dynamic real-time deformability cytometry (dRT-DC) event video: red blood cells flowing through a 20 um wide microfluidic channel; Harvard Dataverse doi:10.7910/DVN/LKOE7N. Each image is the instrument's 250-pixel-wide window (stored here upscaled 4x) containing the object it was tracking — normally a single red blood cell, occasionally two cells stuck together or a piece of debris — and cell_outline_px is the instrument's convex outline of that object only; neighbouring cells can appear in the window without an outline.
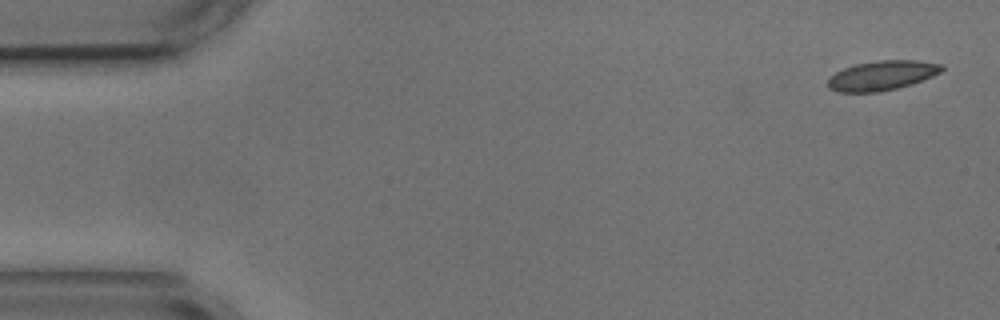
{"species": "common noctule bat (a hibernating species)", "species_latin": "Nyctalus noctula", "temperature_condition": "cold", "stored_images_in_passage": 6, "camera_frame_rate_fps": 3000, "um_per_image_px": 0.085, "animal": {"sex": "male", "body_mass_g": 17.9, "forearm_length_mm": 54.2}, "frame": {"image": 1, "passage_image": 1, "time_ms": 0.0, "image_size_px": [1000, 320], "cell_outline_px": [[944, 68], [940, 72], [932, 76], [912, 84], [880, 92], [840, 92], [828, 88], [828, 80], [836, 72], [844, 68], [856, 64], [876, 60], [916, 60], [944, 64]], "centroid_in_image_um": [74.99, 6.41], "position_along_channel_um": 10.0, "area_um2": 19.59}}
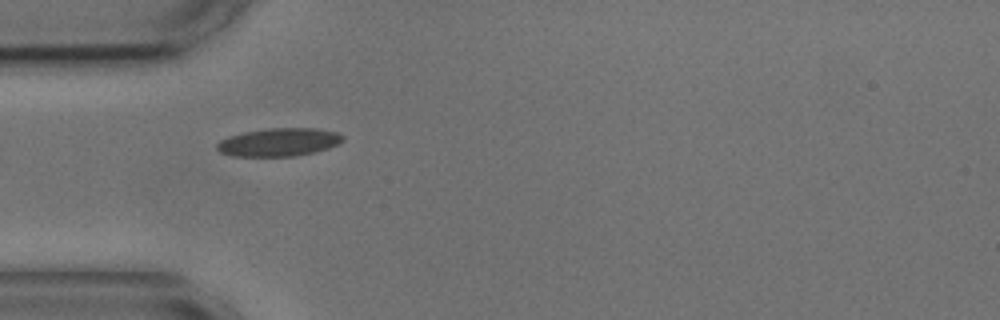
{"frame": {"image": 2, "passage_image": 5, "time_ms": 4.667, "image_size_px": [1000, 320], "cell_outline_px": [[344, 140], [328, 148], [316, 152], [296, 156], [232, 156], [220, 152], [216, 148], [216, 144], [220, 140], [228, 136], [244, 132], [268, 128], [316, 128], [336, 132], [344, 136]], "centroid_in_image_um": [23.69, 12.08], "position_along_channel_um": 61.3, "area_um2": 20.69}}